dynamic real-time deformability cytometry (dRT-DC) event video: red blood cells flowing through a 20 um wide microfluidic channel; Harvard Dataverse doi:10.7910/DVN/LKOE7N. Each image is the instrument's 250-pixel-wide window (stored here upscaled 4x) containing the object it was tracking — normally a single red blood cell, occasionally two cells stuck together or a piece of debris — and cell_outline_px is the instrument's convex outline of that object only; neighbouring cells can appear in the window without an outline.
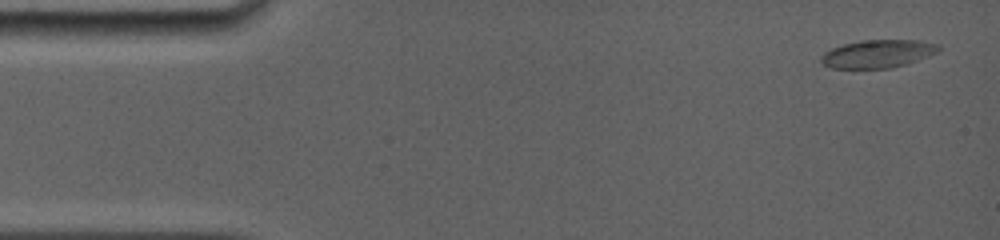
{"species": "common noctule bat (a hibernating species)", "species_latin": "Nyctalus noctula", "temperature_condition": "room temperature", "stored_images_in_passage": 7, "camera_frame_rate_fps": 5000, "um_per_image_px": 0.085, "animal": {"sex": "female", "body_mass_g": 19.0, "forearm_length_mm": 56.7}, "frame": {"image": 1, "passage_image": 1, "time_ms": 0.0, "image_size_px": [1000, 240], "cell_outline_px": [[940, 48], [936, 52], [928, 56], [892, 68], [832, 68], [824, 64], [820, 60], [820, 56], [824, 52], [832, 48], [844, 44], [860, 40], [920, 40], [936, 44]], "centroid_in_image_um": [74.57, 4.56], "position_along_channel_um": 10.4, "area_um2": 18.96}}
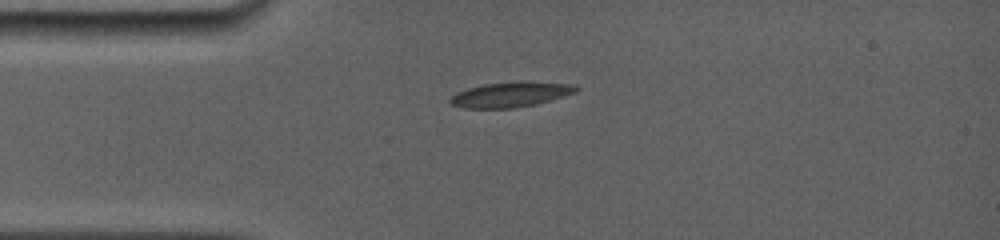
{"frame": {"image": 2, "passage_image": 6, "time_ms": 3.2, "image_size_px": [1000, 240], "cell_outline_px": [[580, 88], [576, 92], [564, 96], [536, 104], [516, 108], [464, 108], [452, 104], [448, 100], [456, 92], [468, 88], [484, 84], [520, 80], [572, 84]], "centroid_in_image_um": [43.42, 8.02], "position_along_channel_um": 41.6, "area_um2": 18.61}}